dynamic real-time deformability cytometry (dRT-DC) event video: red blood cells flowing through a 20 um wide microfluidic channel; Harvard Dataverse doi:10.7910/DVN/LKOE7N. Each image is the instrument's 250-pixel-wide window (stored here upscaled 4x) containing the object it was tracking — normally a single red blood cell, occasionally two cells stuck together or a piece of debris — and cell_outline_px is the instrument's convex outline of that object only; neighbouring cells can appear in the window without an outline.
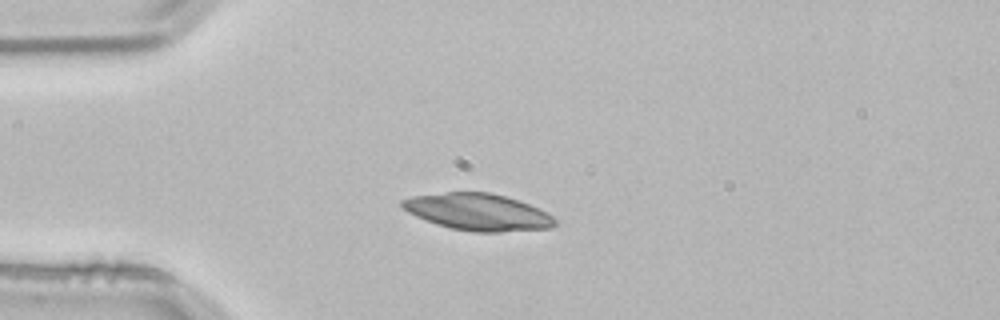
{"species": "common noctule bat (a hibernating species)", "species_latin": "Nyctalus noctula", "temperature_condition": "room temperature", "stored_images_in_passage": 49, "camera_frame_rate_fps": 3000, "um_per_image_px": 0.085, "animal": {"sex": "male", "body_mass_g": 21.5, "forearm_length_mm": 52.0}, "frame": {"image": 1, "passage_image": 9, "time_ms": 2.667, "image_size_px": [1000, 320], "cell_outline_px": [[556, 224], [552, 228], [500, 232], [472, 232], [452, 228], [436, 224], [416, 216], [408, 212], [400, 204], [400, 200], [412, 196], [444, 192], [488, 192], [504, 196], [528, 204], [552, 216], [556, 220]], "centroid_in_image_um": [40.59, 18.02], "position_along_channel_um": 44.4, "area_um2": 32.54}}